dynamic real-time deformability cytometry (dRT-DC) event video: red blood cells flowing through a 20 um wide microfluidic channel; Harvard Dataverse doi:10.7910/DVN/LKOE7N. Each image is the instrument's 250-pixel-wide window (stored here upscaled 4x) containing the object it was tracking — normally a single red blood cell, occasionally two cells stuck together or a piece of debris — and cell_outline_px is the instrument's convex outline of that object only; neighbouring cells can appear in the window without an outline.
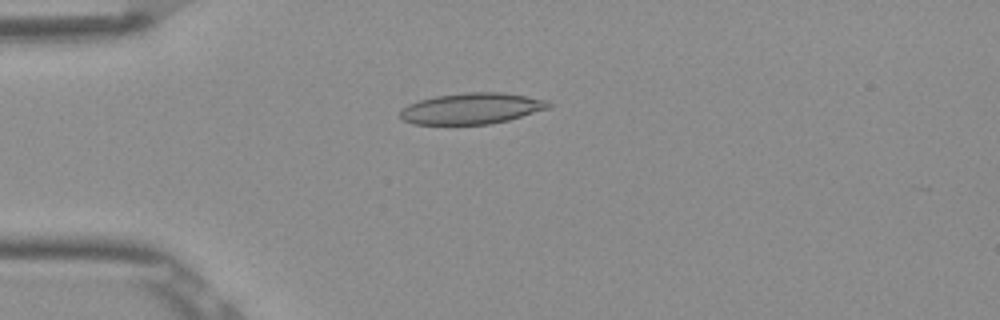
{"species": "Egyptian fruit bat (a non-hibernating species)", "species_latin": "Rousettus aegyptiacus", "temperature_condition": "room temperature", "stored_images_in_passage": 47, "camera_frame_rate_fps": 3000, "um_per_image_px": 0.085, "frame": {"image": 1, "passage_image": 9, "time_ms": 2.667, "image_size_px": [1000, 320], "cell_outline_px": [[552, 104], [548, 108], [508, 120], [488, 124], [412, 124], [404, 120], [400, 116], [400, 112], [408, 104], [420, 100], [436, 96], [464, 92], [500, 92], [548, 100]], "centroid_in_image_um": [40.08, 9.22], "position_along_channel_um": 44.9, "area_um2": 26.59}}
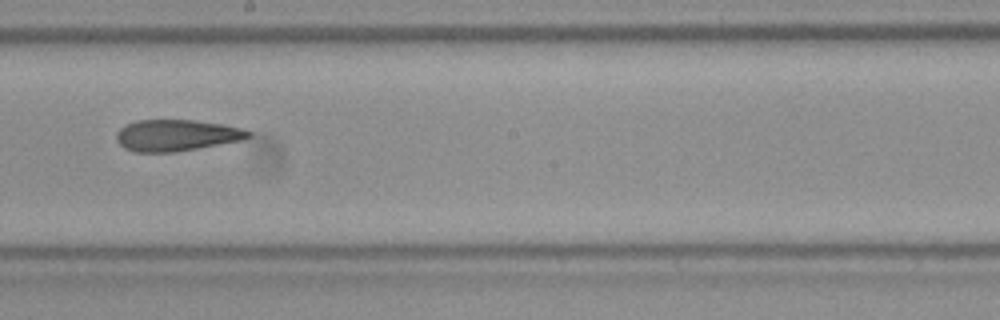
{"frame": {"image": 2, "passage_image": 25, "time_ms": 8.0, "image_size_px": [1000, 320], "cell_outline_px": [[252, 136], [244, 140], [172, 152], [132, 152], [124, 148], [116, 140], [116, 132], [124, 124], [136, 120], [196, 120], [224, 124], [244, 128], [252, 132]], "centroid_in_image_um": [15.01, 11.49], "position_along_channel_um": 233.2, "area_um2": 24.45}}
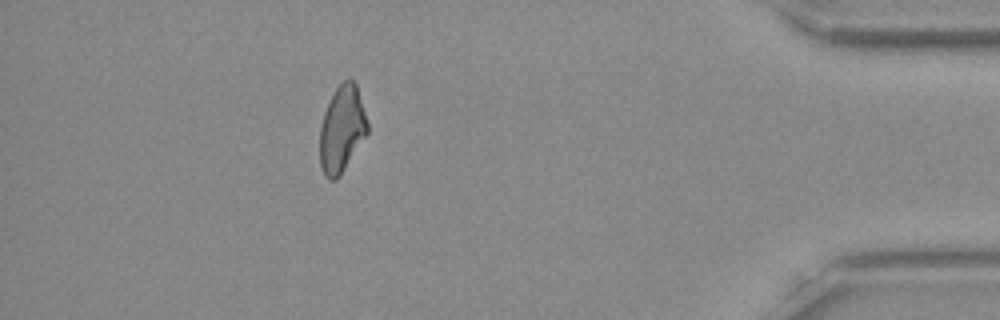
{"frame": {"image": 3, "passage_image": 42, "time_ms": 13.667, "image_size_px": [1000, 320], "cell_outline_px": [[368, 132], [340, 176], [336, 180], [328, 180], [324, 176], [320, 168], [320, 128], [324, 112], [332, 92], [344, 80], [352, 80], [356, 84], [368, 120]], "centroid_in_image_um": [29.05, 11.0], "position_along_channel_um": 406.2, "area_um2": 24.16}, "authors_computed_cell_mechanics": {"area_um2": 24.9696, "velocity_mm_per_s": 3.9008, "shape_relaxation_time_tau1_ms": null, "shape_relaxation_time_tau2_ms": 3.4918, "deformation_change_tau1": null, "deformation_change_tau2": 0.1227}}